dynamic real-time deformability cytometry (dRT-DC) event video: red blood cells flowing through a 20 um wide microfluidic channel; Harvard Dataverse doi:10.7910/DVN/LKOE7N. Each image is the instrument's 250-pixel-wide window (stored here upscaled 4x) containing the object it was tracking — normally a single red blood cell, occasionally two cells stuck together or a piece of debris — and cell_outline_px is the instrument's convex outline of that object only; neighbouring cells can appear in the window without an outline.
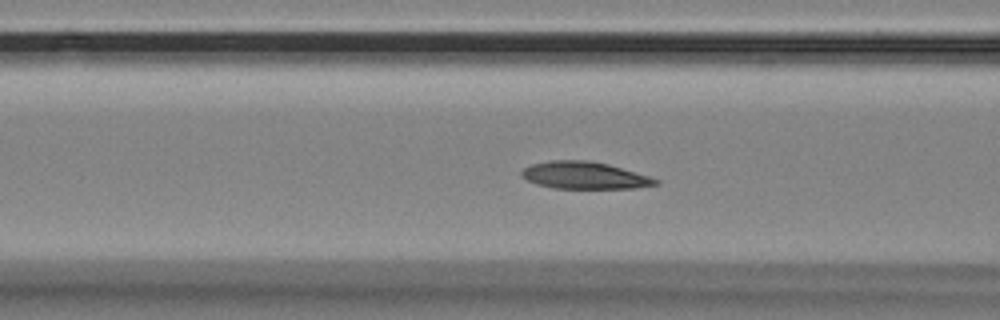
{"species": "Egyptian fruit bat (a non-hibernating species)", "species_latin": "Rousettus aegyptiacus", "temperature_condition": "room temperature", "stored_images_in_passage": 42, "camera_frame_rate_fps": 3000, "um_per_image_px": 0.085, "animal": {"sex": "female"}, "frame": {"image": 1, "passage_image": 7, "time_ms": 2.0, "image_size_px": [1000, 320], "cell_outline_px": [[660, 184], [636, 188], [552, 188], [536, 184], [520, 176], [520, 172], [524, 168], [532, 164], [548, 160], [588, 160], [608, 164], [648, 176], [660, 180]], "centroid_in_image_um": [49.66, 14.91], "position_along_channel_um": 116.9, "area_um2": 21.21}}
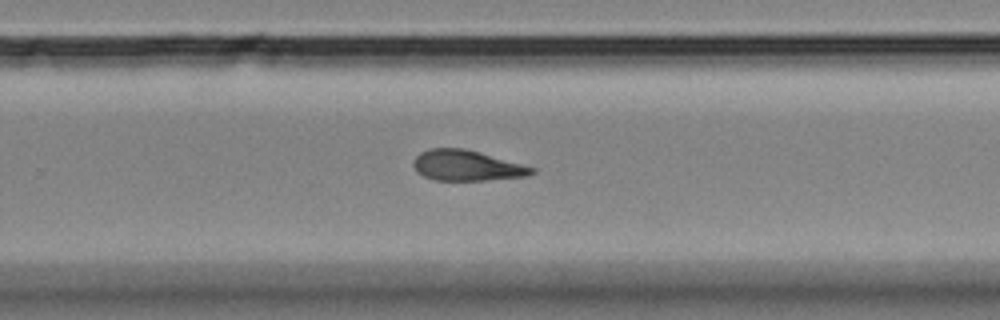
{"frame": {"image": 2, "passage_image": 22, "time_ms": 7.0, "image_size_px": [1000, 320], "cell_outline_px": [[536, 172], [528, 176], [484, 180], [436, 180], [424, 176], [416, 172], [412, 164], [416, 156], [420, 152], [432, 148], [464, 148], [480, 152], [536, 168]], "centroid_in_image_um": [39.67, 14.07], "position_along_channel_um": 290.1, "area_um2": 21.04}}
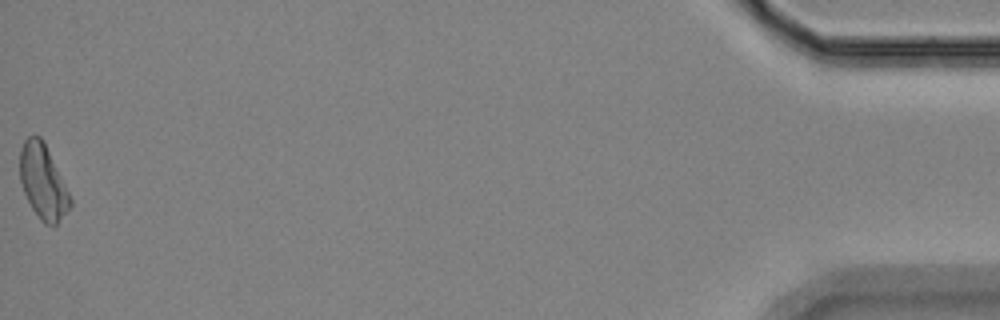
{"frame": {"image": 3, "passage_image": 42, "time_ms": 13.667, "image_size_px": [1000, 320], "cell_outline_px": [[72, 204], [56, 224], [44, 224], [40, 220], [32, 208], [24, 192], [20, 180], [20, 152], [24, 140], [28, 136], [40, 136], [44, 140], [72, 200]], "centroid_in_image_um": [3.64, 15.43], "position_along_channel_um": 431.6, "area_um2": 21.5}, "authors_computed_cell_mechanics": {"area_um2": 21.2993, "velocity_mm_per_s": 3.4836, "shape_relaxation_time_tau1_ms": 4.7435, "shape_relaxation_time_tau2_ms": null, "deformation_change_tau1": 0.1079, "deformation_change_tau2": null}}